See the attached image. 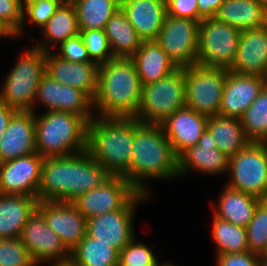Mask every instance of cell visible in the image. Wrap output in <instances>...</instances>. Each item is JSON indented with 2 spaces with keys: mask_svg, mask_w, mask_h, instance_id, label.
Segmentation results:
<instances>
[{
  "mask_svg": "<svg viewBox=\"0 0 267 266\" xmlns=\"http://www.w3.org/2000/svg\"><path fill=\"white\" fill-rule=\"evenodd\" d=\"M110 176L87 150L66 157H46L42 164L38 201L71 203Z\"/></svg>",
  "mask_w": 267,
  "mask_h": 266,
  "instance_id": "6da1fadb",
  "label": "cell"
},
{
  "mask_svg": "<svg viewBox=\"0 0 267 266\" xmlns=\"http://www.w3.org/2000/svg\"><path fill=\"white\" fill-rule=\"evenodd\" d=\"M138 192L149 195L145 181L178 177V156L162 127L134 118V140L129 169L122 175Z\"/></svg>",
  "mask_w": 267,
  "mask_h": 266,
  "instance_id": "7a4b0ae2",
  "label": "cell"
},
{
  "mask_svg": "<svg viewBox=\"0 0 267 266\" xmlns=\"http://www.w3.org/2000/svg\"><path fill=\"white\" fill-rule=\"evenodd\" d=\"M142 84L130 58H113L99 65L93 108L102 117L135 118Z\"/></svg>",
  "mask_w": 267,
  "mask_h": 266,
  "instance_id": "3957f363",
  "label": "cell"
},
{
  "mask_svg": "<svg viewBox=\"0 0 267 266\" xmlns=\"http://www.w3.org/2000/svg\"><path fill=\"white\" fill-rule=\"evenodd\" d=\"M134 118L94 117L87 125V151L111 176H122L130 167Z\"/></svg>",
  "mask_w": 267,
  "mask_h": 266,
  "instance_id": "277c9868",
  "label": "cell"
},
{
  "mask_svg": "<svg viewBox=\"0 0 267 266\" xmlns=\"http://www.w3.org/2000/svg\"><path fill=\"white\" fill-rule=\"evenodd\" d=\"M88 123L79 115L35 112L36 152L43 158L66 157L87 150Z\"/></svg>",
  "mask_w": 267,
  "mask_h": 266,
  "instance_id": "5b68a950",
  "label": "cell"
},
{
  "mask_svg": "<svg viewBox=\"0 0 267 266\" xmlns=\"http://www.w3.org/2000/svg\"><path fill=\"white\" fill-rule=\"evenodd\" d=\"M8 73L0 99L17 111H35L37 88L46 73V51L35 46L25 50Z\"/></svg>",
  "mask_w": 267,
  "mask_h": 266,
  "instance_id": "8992f818",
  "label": "cell"
},
{
  "mask_svg": "<svg viewBox=\"0 0 267 266\" xmlns=\"http://www.w3.org/2000/svg\"><path fill=\"white\" fill-rule=\"evenodd\" d=\"M184 68H177L159 81L142 86L136 119L142 123H163L178 109L186 106Z\"/></svg>",
  "mask_w": 267,
  "mask_h": 266,
  "instance_id": "52a82bcc",
  "label": "cell"
},
{
  "mask_svg": "<svg viewBox=\"0 0 267 266\" xmlns=\"http://www.w3.org/2000/svg\"><path fill=\"white\" fill-rule=\"evenodd\" d=\"M226 186L267 200V143L249 142L229 158Z\"/></svg>",
  "mask_w": 267,
  "mask_h": 266,
  "instance_id": "ba28073f",
  "label": "cell"
},
{
  "mask_svg": "<svg viewBox=\"0 0 267 266\" xmlns=\"http://www.w3.org/2000/svg\"><path fill=\"white\" fill-rule=\"evenodd\" d=\"M241 31L216 18L199 24L197 65L230 69L239 47Z\"/></svg>",
  "mask_w": 267,
  "mask_h": 266,
  "instance_id": "9c48e42d",
  "label": "cell"
},
{
  "mask_svg": "<svg viewBox=\"0 0 267 266\" xmlns=\"http://www.w3.org/2000/svg\"><path fill=\"white\" fill-rule=\"evenodd\" d=\"M227 71L197 64L185 67L186 106L207 117L219 115Z\"/></svg>",
  "mask_w": 267,
  "mask_h": 266,
  "instance_id": "30bf717a",
  "label": "cell"
},
{
  "mask_svg": "<svg viewBox=\"0 0 267 266\" xmlns=\"http://www.w3.org/2000/svg\"><path fill=\"white\" fill-rule=\"evenodd\" d=\"M199 21L166 15L155 40L178 67L197 64Z\"/></svg>",
  "mask_w": 267,
  "mask_h": 266,
  "instance_id": "8fae6325",
  "label": "cell"
},
{
  "mask_svg": "<svg viewBox=\"0 0 267 266\" xmlns=\"http://www.w3.org/2000/svg\"><path fill=\"white\" fill-rule=\"evenodd\" d=\"M147 197L149 195L139 192L124 208L89 218L87 235L98 242L110 244L120 252L136 237L133 231L135 208Z\"/></svg>",
  "mask_w": 267,
  "mask_h": 266,
  "instance_id": "7c38bea8",
  "label": "cell"
},
{
  "mask_svg": "<svg viewBox=\"0 0 267 266\" xmlns=\"http://www.w3.org/2000/svg\"><path fill=\"white\" fill-rule=\"evenodd\" d=\"M138 193L123 176H110L71 203L88 220L124 208Z\"/></svg>",
  "mask_w": 267,
  "mask_h": 266,
  "instance_id": "4fadbf2b",
  "label": "cell"
},
{
  "mask_svg": "<svg viewBox=\"0 0 267 266\" xmlns=\"http://www.w3.org/2000/svg\"><path fill=\"white\" fill-rule=\"evenodd\" d=\"M42 103L49 111L68 112L81 116L89 123L97 112L93 111V100L83 91L57 82L45 73L41 78L35 103Z\"/></svg>",
  "mask_w": 267,
  "mask_h": 266,
  "instance_id": "5bb4252c",
  "label": "cell"
},
{
  "mask_svg": "<svg viewBox=\"0 0 267 266\" xmlns=\"http://www.w3.org/2000/svg\"><path fill=\"white\" fill-rule=\"evenodd\" d=\"M44 158L37 152L0 163V194L38 198Z\"/></svg>",
  "mask_w": 267,
  "mask_h": 266,
  "instance_id": "9a60e30c",
  "label": "cell"
},
{
  "mask_svg": "<svg viewBox=\"0 0 267 266\" xmlns=\"http://www.w3.org/2000/svg\"><path fill=\"white\" fill-rule=\"evenodd\" d=\"M36 264L70 258V251L57 234L47 225L43 215L36 210L27 220L20 236Z\"/></svg>",
  "mask_w": 267,
  "mask_h": 266,
  "instance_id": "2e32d148",
  "label": "cell"
},
{
  "mask_svg": "<svg viewBox=\"0 0 267 266\" xmlns=\"http://www.w3.org/2000/svg\"><path fill=\"white\" fill-rule=\"evenodd\" d=\"M37 210L69 251L87 235V219L72 203L39 201Z\"/></svg>",
  "mask_w": 267,
  "mask_h": 266,
  "instance_id": "e0dca14e",
  "label": "cell"
},
{
  "mask_svg": "<svg viewBox=\"0 0 267 266\" xmlns=\"http://www.w3.org/2000/svg\"><path fill=\"white\" fill-rule=\"evenodd\" d=\"M266 85L267 78L228 70L219 115L240 118Z\"/></svg>",
  "mask_w": 267,
  "mask_h": 266,
  "instance_id": "ac0fdd59",
  "label": "cell"
},
{
  "mask_svg": "<svg viewBox=\"0 0 267 266\" xmlns=\"http://www.w3.org/2000/svg\"><path fill=\"white\" fill-rule=\"evenodd\" d=\"M228 163L229 158L217 148L211 132L206 128L198 143L178 156V176L187 174L191 169L202 174H224L228 171Z\"/></svg>",
  "mask_w": 267,
  "mask_h": 266,
  "instance_id": "d6986e66",
  "label": "cell"
},
{
  "mask_svg": "<svg viewBox=\"0 0 267 266\" xmlns=\"http://www.w3.org/2000/svg\"><path fill=\"white\" fill-rule=\"evenodd\" d=\"M231 72L267 78V25L241 31Z\"/></svg>",
  "mask_w": 267,
  "mask_h": 266,
  "instance_id": "ffe728a7",
  "label": "cell"
},
{
  "mask_svg": "<svg viewBox=\"0 0 267 266\" xmlns=\"http://www.w3.org/2000/svg\"><path fill=\"white\" fill-rule=\"evenodd\" d=\"M99 65L94 62L75 63L53 52H46V73L57 82L85 92L94 100L98 87Z\"/></svg>",
  "mask_w": 267,
  "mask_h": 266,
  "instance_id": "44dd1931",
  "label": "cell"
},
{
  "mask_svg": "<svg viewBox=\"0 0 267 266\" xmlns=\"http://www.w3.org/2000/svg\"><path fill=\"white\" fill-rule=\"evenodd\" d=\"M35 152V112L17 111L0 139V163Z\"/></svg>",
  "mask_w": 267,
  "mask_h": 266,
  "instance_id": "7402d4cb",
  "label": "cell"
},
{
  "mask_svg": "<svg viewBox=\"0 0 267 266\" xmlns=\"http://www.w3.org/2000/svg\"><path fill=\"white\" fill-rule=\"evenodd\" d=\"M207 121V116L184 106L170 115L160 126L175 154L179 156L187 148L198 143L206 129Z\"/></svg>",
  "mask_w": 267,
  "mask_h": 266,
  "instance_id": "603a6c76",
  "label": "cell"
},
{
  "mask_svg": "<svg viewBox=\"0 0 267 266\" xmlns=\"http://www.w3.org/2000/svg\"><path fill=\"white\" fill-rule=\"evenodd\" d=\"M121 9L142 41H155L167 15L166 0H121Z\"/></svg>",
  "mask_w": 267,
  "mask_h": 266,
  "instance_id": "cb8c5ba5",
  "label": "cell"
},
{
  "mask_svg": "<svg viewBox=\"0 0 267 266\" xmlns=\"http://www.w3.org/2000/svg\"><path fill=\"white\" fill-rule=\"evenodd\" d=\"M38 198L0 194V239L20 238L27 220L37 210Z\"/></svg>",
  "mask_w": 267,
  "mask_h": 266,
  "instance_id": "d4e9b609",
  "label": "cell"
},
{
  "mask_svg": "<svg viewBox=\"0 0 267 266\" xmlns=\"http://www.w3.org/2000/svg\"><path fill=\"white\" fill-rule=\"evenodd\" d=\"M130 59L142 86L159 81L178 68L156 41H142Z\"/></svg>",
  "mask_w": 267,
  "mask_h": 266,
  "instance_id": "484cf974",
  "label": "cell"
},
{
  "mask_svg": "<svg viewBox=\"0 0 267 266\" xmlns=\"http://www.w3.org/2000/svg\"><path fill=\"white\" fill-rule=\"evenodd\" d=\"M261 201L256 196L225 186L213 210L214 216L246 228Z\"/></svg>",
  "mask_w": 267,
  "mask_h": 266,
  "instance_id": "4316f807",
  "label": "cell"
},
{
  "mask_svg": "<svg viewBox=\"0 0 267 266\" xmlns=\"http://www.w3.org/2000/svg\"><path fill=\"white\" fill-rule=\"evenodd\" d=\"M215 18L240 31L267 25V9L257 0H224Z\"/></svg>",
  "mask_w": 267,
  "mask_h": 266,
  "instance_id": "83f0119b",
  "label": "cell"
},
{
  "mask_svg": "<svg viewBox=\"0 0 267 266\" xmlns=\"http://www.w3.org/2000/svg\"><path fill=\"white\" fill-rule=\"evenodd\" d=\"M41 30L44 41L42 43L38 41L35 47L46 52L51 50V47H47L49 43L55 48L67 39L79 35L80 30L74 4L63 2Z\"/></svg>",
  "mask_w": 267,
  "mask_h": 266,
  "instance_id": "f1b7e54d",
  "label": "cell"
},
{
  "mask_svg": "<svg viewBox=\"0 0 267 266\" xmlns=\"http://www.w3.org/2000/svg\"><path fill=\"white\" fill-rule=\"evenodd\" d=\"M104 30L114 58H131L140 48L142 40L121 8L108 20Z\"/></svg>",
  "mask_w": 267,
  "mask_h": 266,
  "instance_id": "f546056e",
  "label": "cell"
},
{
  "mask_svg": "<svg viewBox=\"0 0 267 266\" xmlns=\"http://www.w3.org/2000/svg\"><path fill=\"white\" fill-rule=\"evenodd\" d=\"M206 128L211 132L217 148L228 158L234 156L250 142L245 136L239 118L209 116Z\"/></svg>",
  "mask_w": 267,
  "mask_h": 266,
  "instance_id": "4dcf8cb0",
  "label": "cell"
},
{
  "mask_svg": "<svg viewBox=\"0 0 267 266\" xmlns=\"http://www.w3.org/2000/svg\"><path fill=\"white\" fill-rule=\"evenodd\" d=\"M79 30L105 29L112 15L121 8V0H72Z\"/></svg>",
  "mask_w": 267,
  "mask_h": 266,
  "instance_id": "1f68e13d",
  "label": "cell"
},
{
  "mask_svg": "<svg viewBox=\"0 0 267 266\" xmlns=\"http://www.w3.org/2000/svg\"><path fill=\"white\" fill-rule=\"evenodd\" d=\"M70 257L78 266H118L119 251L110 244L86 235L81 242L70 251Z\"/></svg>",
  "mask_w": 267,
  "mask_h": 266,
  "instance_id": "d6a6232c",
  "label": "cell"
},
{
  "mask_svg": "<svg viewBox=\"0 0 267 266\" xmlns=\"http://www.w3.org/2000/svg\"><path fill=\"white\" fill-rule=\"evenodd\" d=\"M211 234L217 245V255L248 251L245 227L234 225L213 215Z\"/></svg>",
  "mask_w": 267,
  "mask_h": 266,
  "instance_id": "836d02e7",
  "label": "cell"
},
{
  "mask_svg": "<svg viewBox=\"0 0 267 266\" xmlns=\"http://www.w3.org/2000/svg\"><path fill=\"white\" fill-rule=\"evenodd\" d=\"M239 119L250 142L267 143V85Z\"/></svg>",
  "mask_w": 267,
  "mask_h": 266,
  "instance_id": "e575fe53",
  "label": "cell"
},
{
  "mask_svg": "<svg viewBox=\"0 0 267 266\" xmlns=\"http://www.w3.org/2000/svg\"><path fill=\"white\" fill-rule=\"evenodd\" d=\"M248 251L257 255L266 253L267 246V200L256 207L253 218L246 227Z\"/></svg>",
  "mask_w": 267,
  "mask_h": 266,
  "instance_id": "d590c367",
  "label": "cell"
},
{
  "mask_svg": "<svg viewBox=\"0 0 267 266\" xmlns=\"http://www.w3.org/2000/svg\"><path fill=\"white\" fill-rule=\"evenodd\" d=\"M79 35L92 62L101 65L114 58L104 29L80 30Z\"/></svg>",
  "mask_w": 267,
  "mask_h": 266,
  "instance_id": "8d00e7d4",
  "label": "cell"
},
{
  "mask_svg": "<svg viewBox=\"0 0 267 266\" xmlns=\"http://www.w3.org/2000/svg\"><path fill=\"white\" fill-rule=\"evenodd\" d=\"M0 266H37V264L20 238H2Z\"/></svg>",
  "mask_w": 267,
  "mask_h": 266,
  "instance_id": "74e56055",
  "label": "cell"
},
{
  "mask_svg": "<svg viewBox=\"0 0 267 266\" xmlns=\"http://www.w3.org/2000/svg\"><path fill=\"white\" fill-rule=\"evenodd\" d=\"M63 2L61 0H34L23 4V23L19 32L14 36H20L26 22V17L31 24H36L40 29L57 11Z\"/></svg>",
  "mask_w": 267,
  "mask_h": 266,
  "instance_id": "f35d334b",
  "label": "cell"
},
{
  "mask_svg": "<svg viewBox=\"0 0 267 266\" xmlns=\"http://www.w3.org/2000/svg\"><path fill=\"white\" fill-rule=\"evenodd\" d=\"M156 257L152 248L134 238L119 252L118 266H156Z\"/></svg>",
  "mask_w": 267,
  "mask_h": 266,
  "instance_id": "ab89813d",
  "label": "cell"
},
{
  "mask_svg": "<svg viewBox=\"0 0 267 266\" xmlns=\"http://www.w3.org/2000/svg\"><path fill=\"white\" fill-rule=\"evenodd\" d=\"M0 22L15 36L23 23V3L21 0H0Z\"/></svg>",
  "mask_w": 267,
  "mask_h": 266,
  "instance_id": "60d3db41",
  "label": "cell"
},
{
  "mask_svg": "<svg viewBox=\"0 0 267 266\" xmlns=\"http://www.w3.org/2000/svg\"><path fill=\"white\" fill-rule=\"evenodd\" d=\"M58 48L56 55L64 60L75 63L92 62L80 35L67 39Z\"/></svg>",
  "mask_w": 267,
  "mask_h": 266,
  "instance_id": "b9f144b4",
  "label": "cell"
},
{
  "mask_svg": "<svg viewBox=\"0 0 267 266\" xmlns=\"http://www.w3.org/2000/svg\"><path fill=\"white\" fill-rule=\"evenodd\" d=\"M167 14L198 21L197 0H166Z\"/></svg>",
  "mask_w": 267,
  "mask_h": 266,
  "instance_id": "7bdbcfd3",
  "label": "cell"
},
{
  "mask_svg": "<svg viewBox=\"0 0 267 266\" xmlns=\"http://www.w3.org/2000/svg\"><path fill=\"white\" fill-rule=\"evenodd\" d=\"M217 266H259V255L249 251L216 255Z\"/></svg>",
  "mask_w": 267,
  "mask_h": 266,
  "instance_id": "ee69618b",
  "label": "cell"
},
{
  "mask_svg": "<svg viewBox=\"0 0 267 266\" xmlns=\"http://www.w3.org/2000/svg\"><path fill=\"white\" fill-rule=\"evenodd\" d=\"M224 0H197L198 21L215 18Z\"/></svg>",
  "mask_w": 267,
  "mask_h": 266,
  "instance_id": "f6af8a7d",
  "label": "cell"
},
{
  "mask_svg": "<svg viewBox=\"0 0 267 266\" xmlns=\"http://www.w3.org/2000/svg\"><path fill=\"white\" fill-rule=\"evenodd\" d=\"M16 112V109L9 107L0 99V139L8 127L11 118Z\"/></svg>",
  "mask_w": 267,
  "mask_h": 266,
  "instance_id": "bcb514c9",
  "label": "cell"
},
{
  "mask_svg": "<svg viewBox=\"0 0 267 266\" xmlns=\"http://www.w3.org/2000/svg\"><path fill=\"white\" fill-rule=\"evenodd\" d=\"M51 263L52 266H78L71 257L65 260L51 261Z\"/></svg>",
  "mask_w": 267,
  "mask_h": 266,
  "instance_id": "7dc6e473",
  "label": "cell"
},
{
  "mask_svg": "<svg viewBox=\"0 0 267 266\" xmlns=\"http://www.w3.org/2000/svg\"><path fill=\"white\" fill-rule=\"evenodd\" d=\"M0 37H14L0 22Z\"/></svg>",
  "mask_w": 267,
  "mask_h": 266,
  "instance_id": "c3c4849f",
  "label": "cell"
},
{
  "mask_svg": "<svg viewBox=\"0 0 267 266\" xmlns=\"http://www.w3.org/2000/svg\"><path fill=\"white\" fill-rule=\"evenodd\" d=\"M259 266H267V252L259 255Z\"/></svg>",
  "mask_w": 267,
  "mask_h": 266,
  "instance_id": "681fc988",
  "label": "cell"
},
{
  "mask_svg": "<svg viewBox=\"0 0 267 266\" xmlns=\"http://www.w3.org/2000/svg\"><path fill=\"white\" fill-rule=\"evenodd\" d=\"M156 266H177V265H175L173 263L172 264L171 263H162V264H160V263L157 262Z\"/></svg>",
  "mask_w": 267,
  "mask_h": 266,
  "instance_id": "f907efd6",
  "label": "cell"
},
{
  "mask_svg": "<svg viewBox=\"0 0 267 266\" xmlns=\"http://www.w3.org/2000/svg\"><path fill=\"white\" fill-rule=\"evenodd\" d=\"M257 1L267 9V0H257Z\"/></svg>",
  "mask_w": 267,
  "mask_h": 266,
  "instance_id": "816d5d0a",
  "label": "cell"
},
{
  "mask_svg": "<svg viewBox=\"0 0 267 266\" xmlns=\"http://www.w3.org/2000/svg\"><path fill=\"white\" fill-rule=\"evenodd\" d=\"M21 1L24 4L25 2L34 1V0H21Z\"/></svg>",
  "mask_w": 267,
  "mask_h": 266,
  "instance_id": "f5cc1de1",
  "label": "cell"
},
{
  "mask_svg": "<svg viewBox=\"0 0 267 266\" xmlns=\"http://www.w3.org/2000/svg\"><path fill=\"white\" fill-rule=\"evenodd\" d=\"M62 2H72V0H61Z\"/></svg>",
  "mask_w": 267,
  "mask_h": 266,
  "instance_id": "db71d44e",
  "label": "cell"
}]
</instances>
